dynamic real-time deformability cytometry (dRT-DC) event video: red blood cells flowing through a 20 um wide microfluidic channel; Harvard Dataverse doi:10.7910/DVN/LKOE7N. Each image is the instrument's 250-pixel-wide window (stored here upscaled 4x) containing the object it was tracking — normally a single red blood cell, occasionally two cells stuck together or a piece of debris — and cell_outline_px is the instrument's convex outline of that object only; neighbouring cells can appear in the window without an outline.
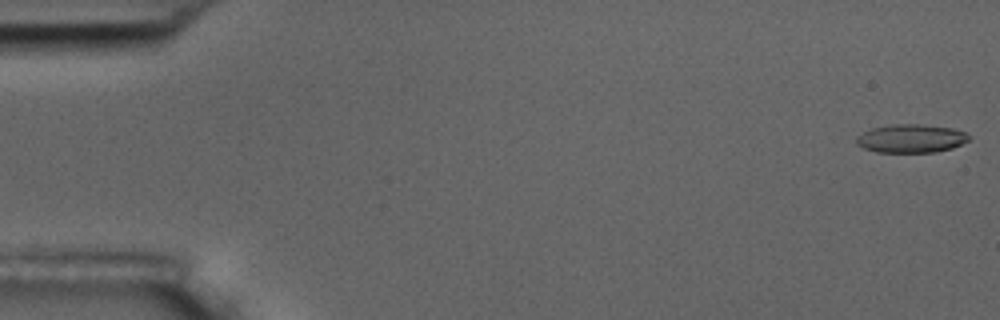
{"species": "common noctule bat (a hibernating species)", "species_latin": "Nyctalus noctula", "temperature_condition": "room temperature", "stored_images_in_passage": 7, "camera_frame_rate_fps": 3000, "um_per_image_px": 0.085, "animal": {"sex": "male", "body_mass_g": 17.5, "forearm_length_mm": 52.3}, "frame": {"image": 1, "passage_image": 1, "time_ms": 0.0, "image_size_px": [1000, 320], "cell_outline_px": [[972, 140], [952, 148], [936, 152], [876, 152], [864, 148], [856, 144], [856, 136], [872, 128], [892, 124], [924, 124], [952, 128], [964, 132], [972, 136]], "centroid_in_image_um": [77.48, 11.77], "position_along_channel_um": 7.5, "area_um2": 18.84}}
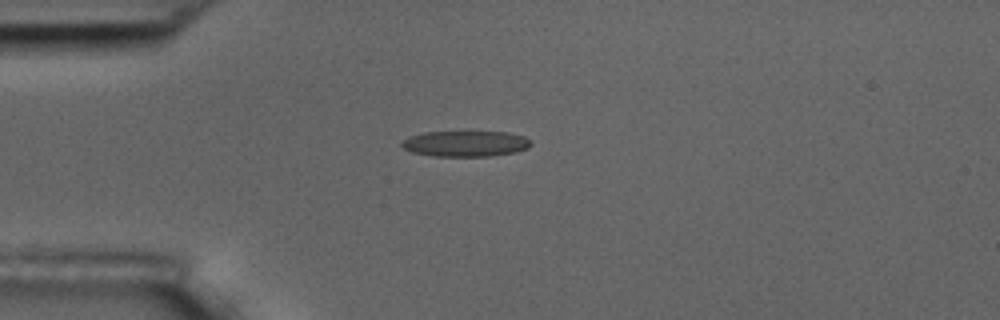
{"frame": {"image": 2, "passage_image": 5, "time_ms": 4.667, "image_size_px": [1000, 320], "cell_outline_px": [[532, 144], [528, 148], [516, 152], [488, 156], [432, 156], [412, 152], [404, 148], [400, 144], [408, 136], [424, 132], [508, 132], [524, 136]], "centroid_in_image_um": [39.56, 12.21], "position_along_channel_um": 45.4, "area_um2": 19.36}}